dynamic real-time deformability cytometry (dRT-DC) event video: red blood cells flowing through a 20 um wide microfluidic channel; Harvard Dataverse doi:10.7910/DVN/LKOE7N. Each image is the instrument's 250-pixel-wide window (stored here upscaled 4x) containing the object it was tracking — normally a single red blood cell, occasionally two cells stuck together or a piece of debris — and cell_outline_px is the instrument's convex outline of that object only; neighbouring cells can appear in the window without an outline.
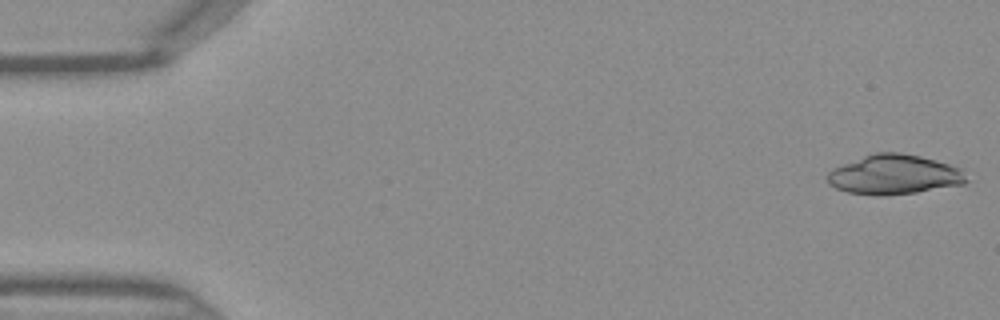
{"species": "Egyptian fruit bat (a non-hibernating species)", "species_latin": "Rousettus aegyptiacus", "temperature_condition": "warm", "stored_images_in_passage": 15, "camera_frame_rate_fps": 3000, "um_per_image_px": 0.085, "frame": {"image": 1, "passage_image": 1, "time_ms": 0.0, "image_size_px": [1000, 320], "cell_outline_px": [[968, 180], [964, 184], [916, 192], [884, 196], [876, 196], [848, 192], [836, 188], [828, 184], [828, 172], [832, 168], [864, 156], [876, 152], [900, 152], [920, 156], [948, 164], [960, 168]], "centroid_in_image_um": [75.98, 14.85], "position_along_channel_um": 9.0, "area_um2": 31.96}}
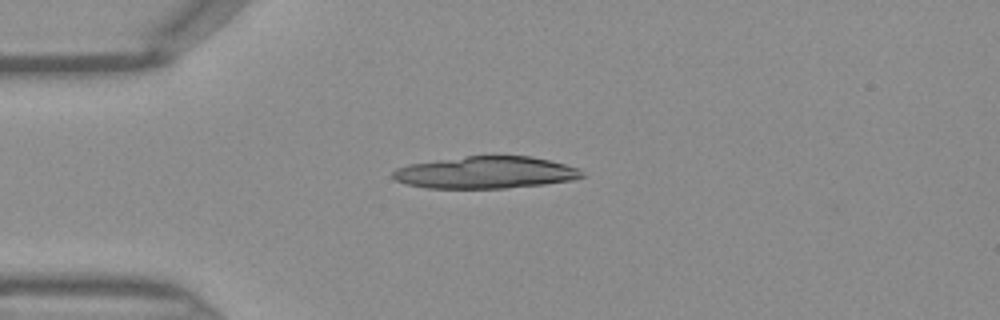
{"frame": {"image": 2, "passage_image": 11, "time_ms": 3.333, "image_size_px": [1000, 320], "cell_outline_px": [[584, 176], [576, 180], [544, 184], [504, 188], [428, 188], [408, 184], [396, 180], [392, 176], [392, 172], [396, 168], [408, 164], [464, 156], [532, 156], [564, 164], [576, 168], [584, 172]], "centroid_in_image_um": [41.28, 14.66], "position_along_channel_um": 43.7, "area_um2": 35.26}}